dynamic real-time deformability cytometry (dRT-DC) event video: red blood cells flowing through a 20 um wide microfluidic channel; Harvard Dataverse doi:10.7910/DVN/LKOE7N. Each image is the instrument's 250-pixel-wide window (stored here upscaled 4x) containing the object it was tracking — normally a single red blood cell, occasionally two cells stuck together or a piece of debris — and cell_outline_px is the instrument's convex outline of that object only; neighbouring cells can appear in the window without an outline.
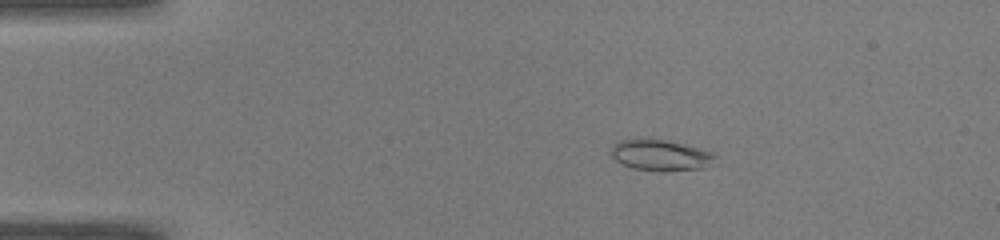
{"species": "common noctule bat (a hibernating species)", "species_latin": "Nyctalus noctula", "temperature_condition": "warm", "stored_images_in_passage": 44, "camera_frame_rate_fps": 3000, "um_per_image_px": 0.085, "animal": {"sex": "male", "body_mass_g": 19.0, "forearm_length_mm": 50.8}, "frame": {"image": 1, "passage_image": 3, "time_ms": 0.667, "image_size_px": [1000, 240], "cell_outline_px": [[716, 156], [704, 168], [660, 172], [656, 172], [632, 168], [620, 164], [608, 152], [612, 144], [620, 140], [640, 136], [668, 140], [712, 152]], "centroid_in_image_um": [56.01, 13.17], "position_along_channel_um": 29.0, "area_um2": 19.42}}
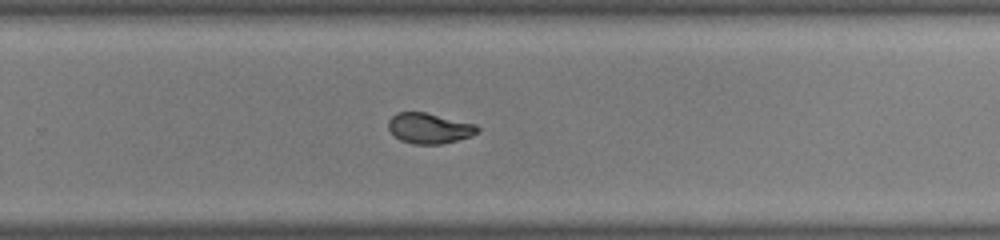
{"frame": {"image": 2, "passage_image": 27, "time_ms": 8.667, "image_size_px": [1000, 240], "cell_outline_px": [[480, 128], [472, 136], [440, 144], [412, 144], [400, 140], [388, 128], [388, 120], [396, 112], [424, 112], [476, 124]], "centroid_in_image_um": [36.47, 10.9], "position_along_channel_um": 293.3, "area_um2": 15.72}}
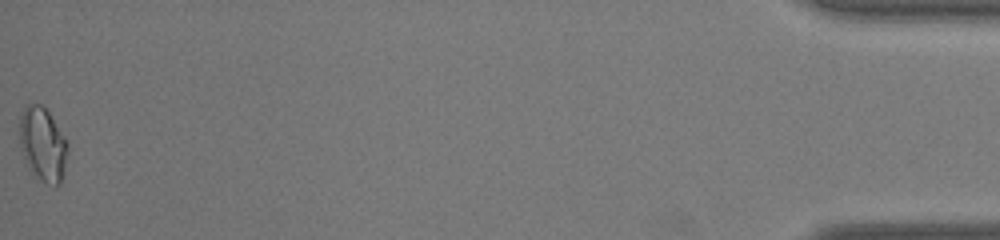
{"frame": {"image": 3, "passage_image": 44, "time_ms": 14.333, "image_size_px": [1000, 240], "cell_outline_px": [[68, 152], [60, 184], [56, 184], [40, 180], [28, 168], [20, 148], [20, 116], [24, 108], [28, 104], [40, 104], [48, 112], [64, 136], [68, 144]], "centroid_in_image_um": [3.62, 12.25], "position_along_channel_um": 431.6, "area_um2": 20.35}, "authors_computed_cell_mechanics": {"area_um2": 17.0799, "velocity_mm_per_s": 4.0963, "shape_relaxation_time_tau1_ms": null, "shape_relaxation_time_tau2_ms": 0.9043, "deformation_change_tau1": null, "deformation_change_tau2": 0.0536}}